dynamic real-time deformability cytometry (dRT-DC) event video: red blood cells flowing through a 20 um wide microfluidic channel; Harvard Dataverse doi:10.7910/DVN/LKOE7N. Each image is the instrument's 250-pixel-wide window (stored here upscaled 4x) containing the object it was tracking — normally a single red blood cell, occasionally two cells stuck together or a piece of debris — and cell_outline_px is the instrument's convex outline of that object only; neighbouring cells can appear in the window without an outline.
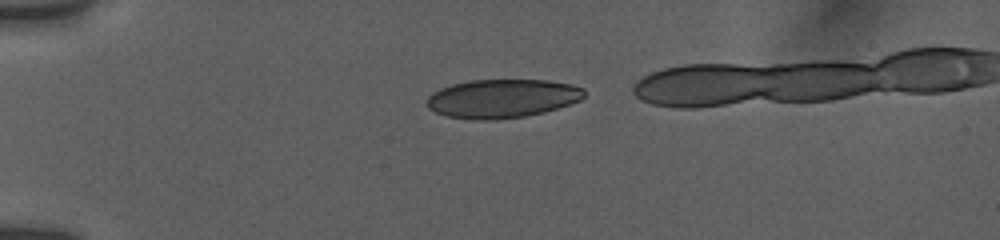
{"species": "human", "species_latin": "Homo sapiens", "temperature_condition": "room temperature", "stored_images_in_passage": 4, "segment_of_instrument_passage": [1, 2], "camera_frame_rate_fps": 3000, "um_per_image_px": 0.085, "donor": {"sex": "female"}, "frame": {"image": 1, "passage_image": 1, "time_ms": 0.0, "image_size_px": [1000, 240], "cell_outline_px": [[584, 96], [580, 100], [544, 112], [524, 116], [496, 120], [468, 120], [448, 116], [436, 112], [428, 108], [424, 104], [424, 100], [432, 92], [440, 88], [452, 84], [468, 80], [548, 80], [572, 84], [584, 88]], "centroid_in_image_um": [42.63, 8.37], "position_along_channel_um": 42.4, "area_um2": 35.78}}
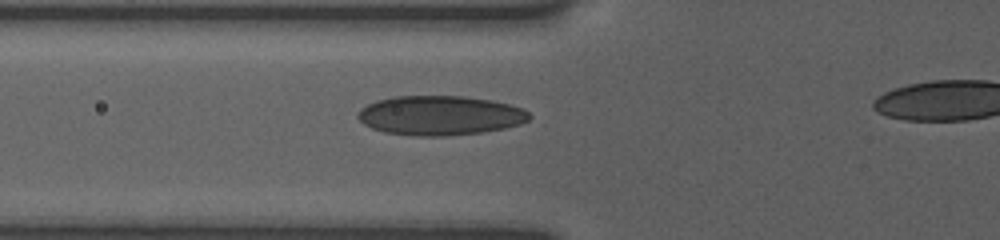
{"frame": {"image": 2, "passage_image": 3, "time_ms": 2.333, "image_size_px": [1000, 240], "cell_outline_px": [[532, 116], [528, 120], [520, 124], [504, 128], [484, 132], [448, 136], [416, 136], [384, 132], [372, 128], [364, 124], [356, 116], [356, 112], [360, 108], [376, 100], [396, 96], [460, 96], [492, 100], [524, 108]], "centroid_in_image_um": [37.39, 9.81], "position_along_channel_um": 88.4, "area_um2": 39.65}}